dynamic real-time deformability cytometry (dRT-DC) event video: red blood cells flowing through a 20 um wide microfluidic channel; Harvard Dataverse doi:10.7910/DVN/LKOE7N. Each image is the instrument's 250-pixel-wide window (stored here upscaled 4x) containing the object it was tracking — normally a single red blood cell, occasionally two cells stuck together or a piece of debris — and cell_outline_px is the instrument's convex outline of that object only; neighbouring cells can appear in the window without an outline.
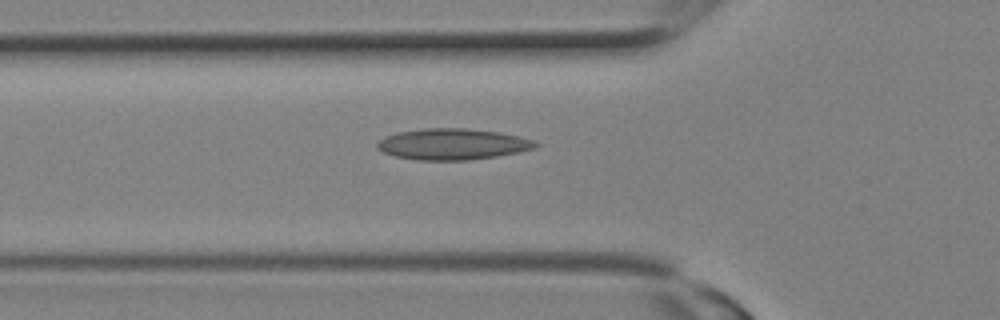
{"species": "Egyptian fruit bat (a non-hibernating species)", "species_latin": "Rousettus aegyptiacus", "temperature_condition": "room temperature", "stored_images_in_passage": 9, "camera_frame_rate_fps": 3000, "um_per_image_px": 0.085, "animal": {"sex": "female"}, "frame": {"image": 1, "passage_image": 3, "time_ms": 0.667, "image_size_px": [1000, 320], "cell_outline_px": [[540, 144], [532, 148], [520, 152], [496, 156], [468, 160], [416, 160], [396, 156], [384, 152], [376, 148], [376, 144], [384, 136], [396, 132], [424, 128], [464, 128], [496, 132], [516, 136], [532, 140]], "centroid_in_image_um": [38.41, 12.25], "position_along_channel_um": 87.4, "area_um2": 28.5}}
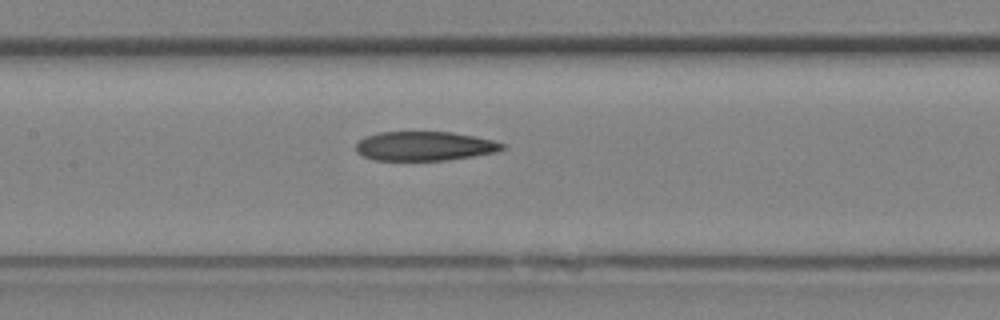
{"frame": {"image": 2, "passage_image": 6, "time_ms": 1.667, "image_size_px": [1000, 320], "cell_outline_px": [[508, 144], [504, 148], [496, 152], [448, 160], [376, 160], [364, 156], [356, 152], [356, 144], [364, 136], [380, 132], [452, 132], [492, 140]], "centroid_in_image_um": [36.09, 12.41], "position_along_channel_um": 171.3, "area_um2": 24.85}}